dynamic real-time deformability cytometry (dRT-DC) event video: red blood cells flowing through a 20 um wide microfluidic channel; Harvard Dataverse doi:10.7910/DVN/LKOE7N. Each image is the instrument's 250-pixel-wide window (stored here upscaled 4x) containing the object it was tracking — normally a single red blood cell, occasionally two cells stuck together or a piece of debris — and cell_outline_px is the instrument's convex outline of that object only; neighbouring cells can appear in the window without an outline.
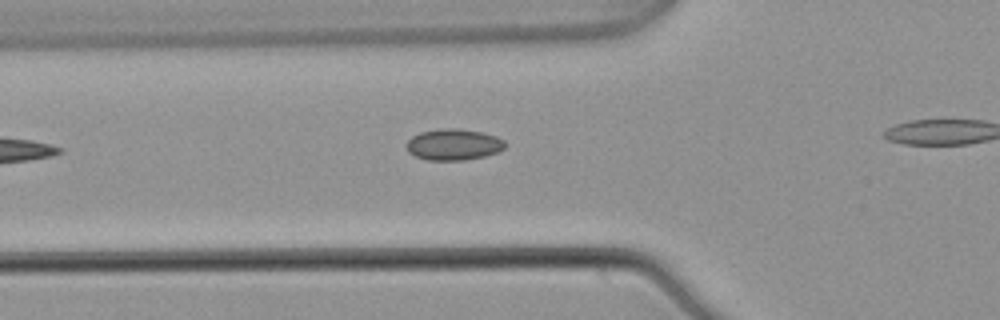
{"species": "common noctule bat (a hibernating species)", "species_latin": "Nyctalus noctula", "temperature_condition": "warm", "stored_images_in_passage": 6, "camera_frame_rate_fps": 3000, "um_per_image_px": 0.085, "animal": {"sex": "male", "body_mass_g": 21.5, "forearm_length_mm": 52.0}, "frame": {"image": 1, "passage_image": 5, "time_ms": 1.333, "image_size_px": [1000, 320], "cell_outline_px": [[508, 144], [504, 148], [496, 152], [484, 156], [464, 160], [428, 160], [416, 156], [408, 152], [404, 144], [412, 136], [420, 132], [440, 128], [456, 128], [480, 132], [496, 136], [504, 140]], "centroid_in_image_um": [38.53, 12.28], "position_along_channel_um": 87.3, "area_um2": 18.03}}